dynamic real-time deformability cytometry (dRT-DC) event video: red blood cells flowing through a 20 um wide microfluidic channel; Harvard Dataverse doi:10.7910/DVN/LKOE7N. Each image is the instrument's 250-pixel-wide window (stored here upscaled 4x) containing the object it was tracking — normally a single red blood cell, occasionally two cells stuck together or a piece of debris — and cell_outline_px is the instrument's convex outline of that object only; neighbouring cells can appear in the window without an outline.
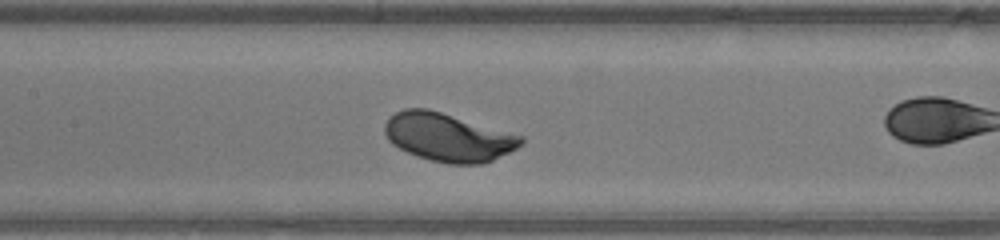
{"species": "human", "species_latin": "Homo sapiens", "temperature_condition": "warm", "stored_images_in_passage": 31, "camera_frame_rate_fps": 3000, "um_per_image_px": 0.085, "donor": {"sex": "male"}, "frame": {"image": 1, "passage_image": 14, "time_ms": 4.333, "image_size_px": [1000, 240], "cell_outline_px": [[524, 144], [484, 164], [448, 164], [432, 160], [408, 152], [392, 144], [388, 140], [384, 132], [384, 124], [388, 116], [404, 108], [428, 108], [524, 136]], "centroid_in_image_um": [38.08, 11.65], "position_along_channel_um": 169.3, "area_um2": 38.32}}
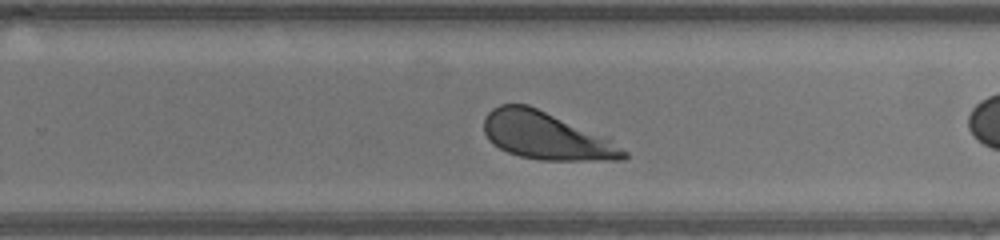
{"frame": {"image": 2, "passage_image": 22, "time_ms": 7.0, "image_size_px": [1000, 240], "cell_outline_px": [[628, 156], [624, 160], [540, 160], [520, 156], [508, 152], [492, 144], [488, 140], [484, 132], [484, 116], [492, 108], [500, 104], [528, 104], [608, 136], [628, 152]], "centroid_in_image_um": [46.46, 11.54], "position_along_channel_um": 283.3, "area_um2": 39.19}, "authors_computed_cell_mechanics": {"area_um2": 38.0902, "velocity_mm_per_s": 4.3156, "shape_relaxation_time_tau1_ms": 1.2743, "shape_relaxation_time_tau2_ms": null, "deformation_change_tau1": 0.1293, "deformation_change_tau2": null}}